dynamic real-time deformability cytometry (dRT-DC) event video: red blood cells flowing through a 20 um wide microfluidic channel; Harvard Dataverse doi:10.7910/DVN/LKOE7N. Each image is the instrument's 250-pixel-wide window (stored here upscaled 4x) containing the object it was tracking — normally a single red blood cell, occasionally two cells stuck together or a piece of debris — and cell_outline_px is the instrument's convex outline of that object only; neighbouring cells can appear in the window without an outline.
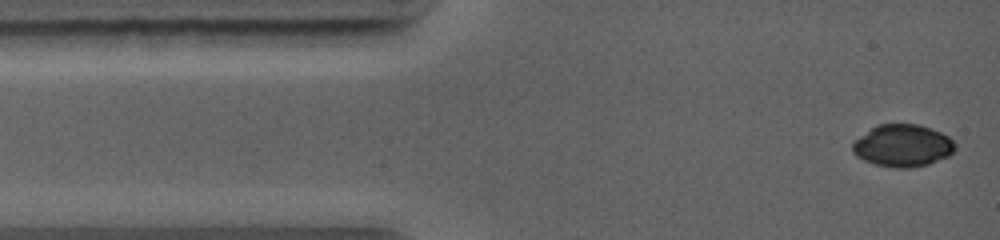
{"species": "common noctule bat (a hibernating species)", "species_latin": "Nyctalus noctula", "temperature_condition": "warm", "stored_images_in_passage": 50, "camera_frame_rate_fps": 5000, "um_per_image_px": 0.085, "animal": {"sex": "female", "body_mass_g": 19.0, "forearm_length_mm": 56.7}, "frame": {"image": 1, "passage_image": 1, "time_ms": 0.0, "image_size_px": [1000, 240], "cell_outline_px": [[956, 148], [948, 156], [928, 164], [912, 168], [896, 168], [876, 164], [864, 160], [852, 152], [852, 144], [860, 136], [876, 124], [916, 124], [932, 128], [948, 136], [956, 144]], "centroid_in_image_um": [76.74, 12.37], "position_along_channel_um": 8.3, "area_um2": 25.2}}
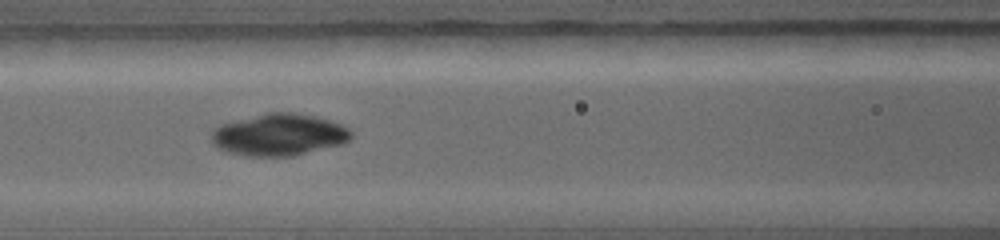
{"frame": {"image": 2, "passage_image": 20, "time_ms": 4.2, "image_size_px": [1000, 240], "cell_outline_px": [[352, 136], [344, 144], [292, 156], [244, 156], [228, 152], [216, 148], [212, 140], [212, 128], [220, 124], [268, 112], [292, 112], [312, 116], [328, 120], [340, 124], [348, 128], [352, 132]], "centroid_in_image_um": [23.69, 11.46], "position_along_channel_um": 142.9, "area_um2": 34.16}}
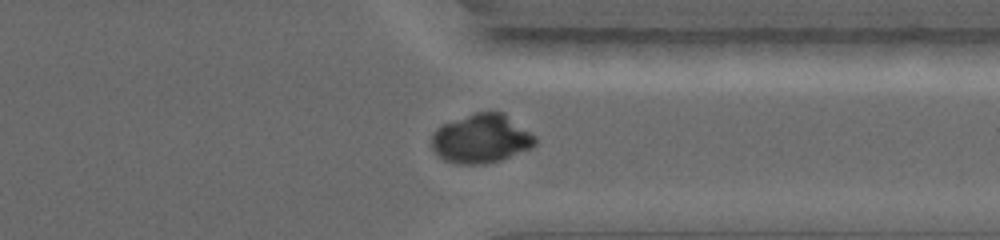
{"frame": {"image": 3, "passage_image": 44, "time_ms": 9.0, "image_size_px": [1000, 240], "cell_outline_px": [[536, 144], [528, 148], [500, 160], [480, 164], [456, 164], [444, 160], [432, 148], [432, 136], [436, 128], [440, 124], [476, 112], [504, 112], [536, 136]], "centroid_in_image_um": [40.88, 11.77], "position_along_channel_um": 370.5, "area_um2": 29.36}}